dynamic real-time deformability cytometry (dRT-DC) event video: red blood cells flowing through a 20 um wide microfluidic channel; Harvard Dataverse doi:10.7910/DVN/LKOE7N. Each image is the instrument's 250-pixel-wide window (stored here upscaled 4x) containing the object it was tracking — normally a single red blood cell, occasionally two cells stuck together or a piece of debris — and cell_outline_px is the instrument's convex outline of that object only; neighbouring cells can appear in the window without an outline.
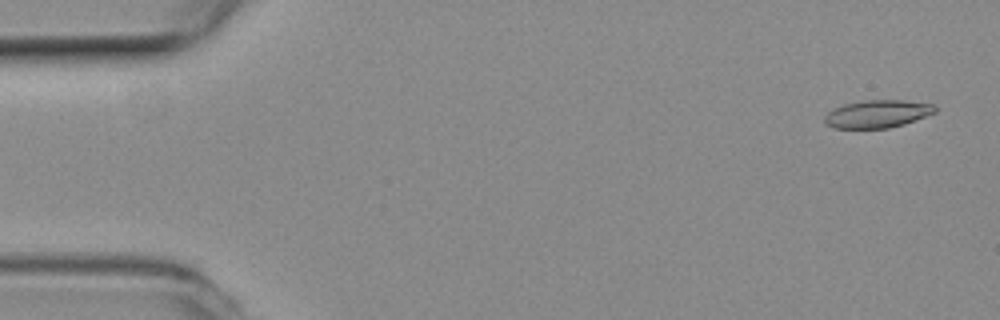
{"species": "common noctule bat (a hibernating species)", "species_latin": "Nyctalus noctula", "temperature_condition": "room temperature", "stored_images_in_passage": 9, "camera_frame_rate_fps": 3000, "um_per_image_px": 0.085, "animal": {"sex": "female", "body_mass_g": 19.3, "forearm_length_mm": 54.1}, "frame": {"image": 1, "passage_image": 1, "time_ms": 0.0, "image_size_px": [1000, 320], "cell_outline_px": [[936, 112], [904, 124], [888, 128], [832, 128], [824, 124], [824, 116], [832, 108], [844, 104], [864, 100], [904, 100], [932, 104], [936, 108]], "centroid_in_image_um": [74.53, 9.68], "position_along_channel_um": 10.5, "area_um2": 17.92}}
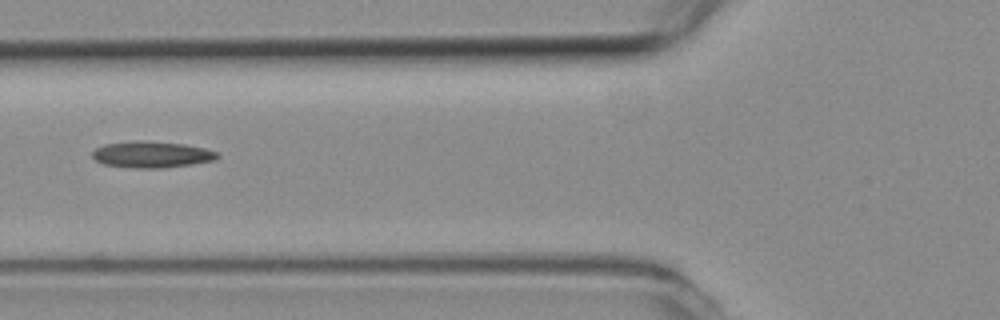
{"frame": {"image": 2, "passage_image": 6, "time_ms": 1.667, "image_size_px": [1000, 320], "cell_outline_px": [[220, 156], [216, 160], [192, 164], [164, 168], [132, 168], [104, 164], [96, 160], [92, 156], [92, 152], [96, 148], [104, 144], [184, 144], [204, 148], [220, 152]], "centroid_in_image_um": [12.98, 13.2], "position_along_channel_um": 112.8, "area_um2": 18.15}}
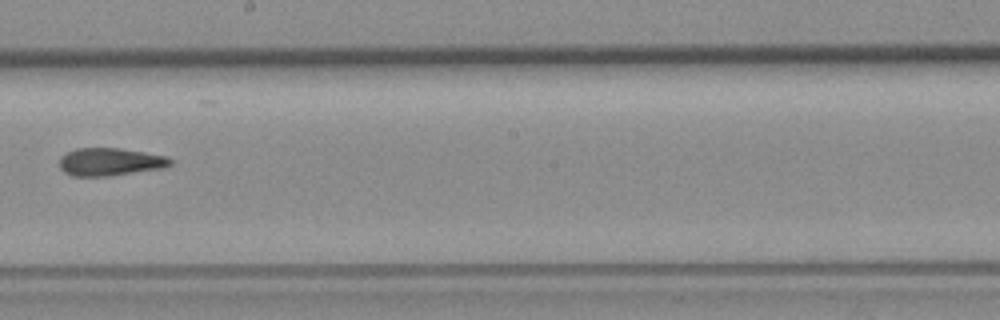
{"frame": {"image": 3, "passage_image": 9, "time_ms": 2.667, "image_size_px": [1000, 320], "cell_outline_px": [[172, 164], [160, 168], [108, 176], [72, 176], [64, 172], [60, 168], [60, 156], [76, 148], [120, 148], [168, 156], [172, 160]], "centroid_in_image_um": [9.33, 13.75], "position_along_channel_um": 238.9, "area_um2": 17.86}}